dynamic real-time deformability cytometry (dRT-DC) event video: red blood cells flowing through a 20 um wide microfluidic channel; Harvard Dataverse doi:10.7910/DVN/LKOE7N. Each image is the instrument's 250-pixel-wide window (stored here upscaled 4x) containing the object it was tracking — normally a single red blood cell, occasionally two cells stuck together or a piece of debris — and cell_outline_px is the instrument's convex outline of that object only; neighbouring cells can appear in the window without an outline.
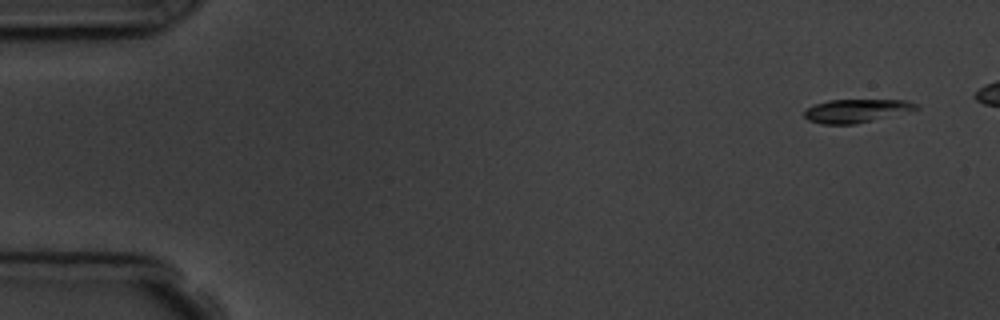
{"species": "common noctule bat (a hibernating species)", "species_latin": "Nyctalus noctula", "temperature_condition": "room temperature", "stored_images_in_passage": 7, "camera_frame_rate_fps": 3000, "um_per_image_px": 0.085, "animal": {"sex": "male", "body_mass_g": 19.5, "forearm_length_mm": 54.6}, "frame": {"image": 1, "passage_image": 1, "time_ms": 0.0, "image_size_px": [1000, 320], "cell_outline_px": [[920, 108], [856, 124], [820, 124], [808, 120], [804, 116], [804, 112], [808, 108], [816, 104], [828, 100], [904, 100], [920, 104]], "centroid_in_image_um": [72.77, 9.41], "position_along_channel_um": 12.2, "area_um2": 15.03}}